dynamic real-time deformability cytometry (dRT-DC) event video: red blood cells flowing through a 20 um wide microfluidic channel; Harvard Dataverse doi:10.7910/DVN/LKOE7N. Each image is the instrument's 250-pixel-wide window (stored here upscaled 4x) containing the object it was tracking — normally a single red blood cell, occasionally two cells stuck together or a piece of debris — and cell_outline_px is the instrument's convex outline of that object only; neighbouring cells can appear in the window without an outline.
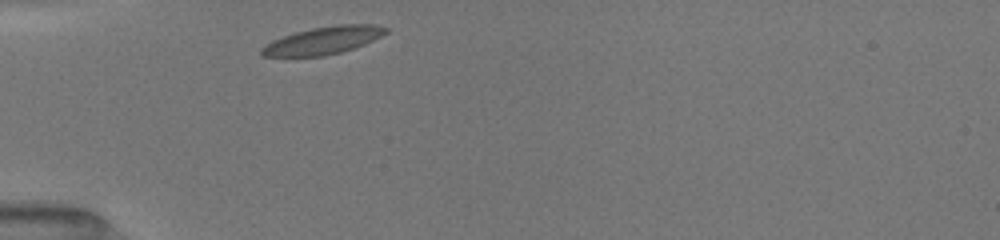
{"species": "common noctule bat (a hibernating species)", "species_latin": "Nyctalus noctula", "temperature_condition": "room temperature", "stored_images_in_passage": 30, "camera_frame_rate_fps": 3000, "um_per_image_px": 0.085, "animal": {"sex": "female", "body_mass_g": 19.5, "forearm_length_mm": 54.1}, "frame": {"image": 1, "passage_image": 1, "time_ms": 0.0, "image_size_px": [1000, 240], "cell_outline_px": [[388, 32], [364, 44], [340, 52], [324, 56], [260, 56], [260, 48], [272, 40], [296, 32], [312, 28], [336, 24], [372, 24], [388, 28]], "centroid_in_image_um": [27.45, 3.43], "position_along_channel_um": 57.6, "area_um2": 19.77}}
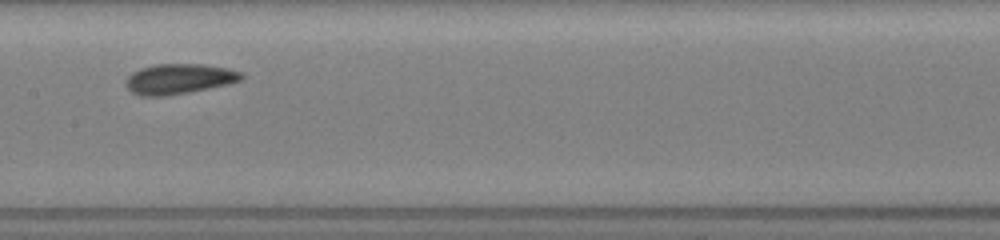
{"frame": {"image": 2, "passage_image": 12, "time_ms": 3.667, "image_size_px": [1000, 240], "cell_outline_px": [[244, 76], [240, 80], [228, 84], [188, 92], [164, 96], [140, 96], [132, 92], [124, 84], [124, 80], [132, 72], [140, 68], [156, 64], [204, 64], [228, 68], [240, 72]], "centroid_in_image_um": [15.17, 6.7], "position_along_channel_um": 192.2, "area_um2": 20.35}}
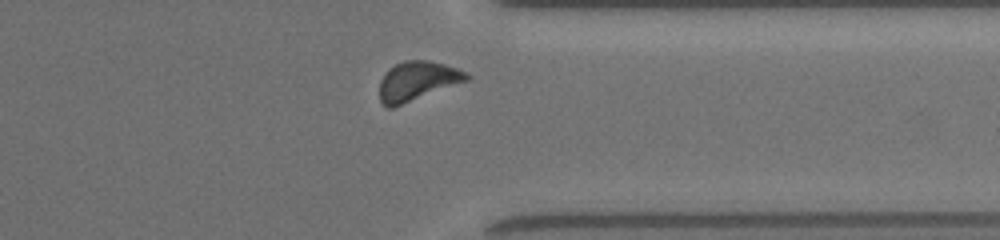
{"frame": {"image": 3, "passage_image": 26, "time_ms": 8.333, "image_size_px": [1000, 240], "cell_outline_px": [[472, 76], [468, 80], [392, 108], [388, 108], [380, 100], [380, 80], [388, 68], [404, 60], [428, 60], [444, 64], [468, 72]], "centroid_in_image_um": [35.47, 6.87], "position_along_channel_um": 375.9, "area_um2": 19.83}, "authors_computed_cell_mechanics": {"area_um2": 19.5075, "velocity_mm_per_s": 3.9714, "shape_relaxation_time_tau1_ms": 2.7, "shape_relaxation_time_tau2_ms": 9.3933, "deformation_change_tau1": 0.1059, "deformation_change_tau2": 0.1356}}